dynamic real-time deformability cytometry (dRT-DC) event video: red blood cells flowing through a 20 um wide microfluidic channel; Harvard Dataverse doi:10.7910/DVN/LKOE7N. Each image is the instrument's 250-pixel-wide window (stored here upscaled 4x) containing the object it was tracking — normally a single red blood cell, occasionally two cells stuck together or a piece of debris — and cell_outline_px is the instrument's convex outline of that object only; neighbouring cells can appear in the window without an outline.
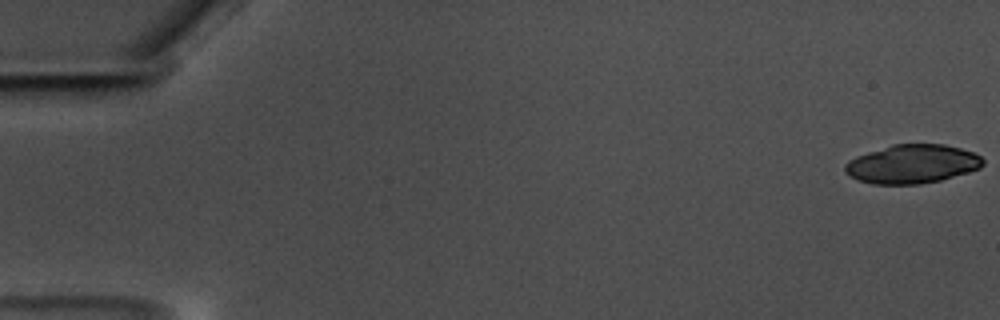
{"species": "common noctule bat (a hibernating species)", "species_latin": "Nyctalus noctula", "temperature_condition": "warm", "stored_images_in_passage": 41, "camera_frame_rate_fps": 3000, "um_per_image_px": 0.085, "animal": {"sex": "male", "body_mass_g": 17.5, "forearm_length_mm": 52.3}, "frame": {"image": 1, "passage_image": 1, "time_ms": 0.0, "image_size_px": [1000, 320], "cell_outline_px": [[984, 164], [980, 168], [968, 172], [940, 180], [920, 184], [872, 184], [860, 180], [844, 172], [844, 164], [848, 160], [856, 156], [892, 144], [944, 144], [960, 148], [972, 152], [980, 156], [984, 160]], "centroid_in_image_um": [77.53, 13.94], "position_along_channel_um": 7.5, "area_um2": 31.1}}